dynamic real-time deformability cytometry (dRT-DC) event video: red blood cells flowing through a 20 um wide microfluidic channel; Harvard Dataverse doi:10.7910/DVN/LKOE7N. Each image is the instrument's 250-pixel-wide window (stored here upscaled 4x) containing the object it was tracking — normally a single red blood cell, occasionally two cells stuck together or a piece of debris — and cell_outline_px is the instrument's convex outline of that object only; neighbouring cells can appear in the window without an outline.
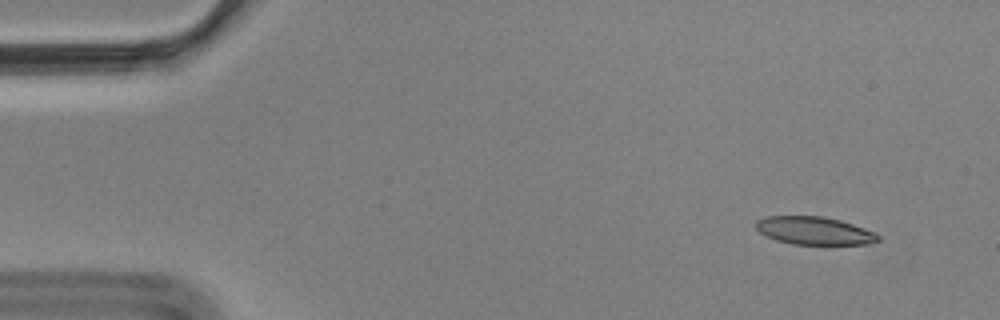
{"species": "Egyptian fruit bat (a non-hibernating species)", "species_latin": "Rousettus aegyptiacus", "temperature_condition": "cold", "stored_images_in_passage": 6, "camera_frame_rate_fps": 3000, "um_per_image_px": 0.085, "animal": {"sex": "male"}, "frame": {"image": 1, "passage_image": 2, "time_ms": 0.333, "image_size_px": [1000, 320], "cell_outline_px": [[880, 240], [868, 244], [792, 244], [776, 240], [760, 232], [756, 228], [756, 220], [768, 216], [824, 216], [840, 220], [876, 232], [880, 236]], "centroid_in_image_um": [69.24, 19.6], "position_along_channel_um": 15.8, "area_um2": 19.83}}